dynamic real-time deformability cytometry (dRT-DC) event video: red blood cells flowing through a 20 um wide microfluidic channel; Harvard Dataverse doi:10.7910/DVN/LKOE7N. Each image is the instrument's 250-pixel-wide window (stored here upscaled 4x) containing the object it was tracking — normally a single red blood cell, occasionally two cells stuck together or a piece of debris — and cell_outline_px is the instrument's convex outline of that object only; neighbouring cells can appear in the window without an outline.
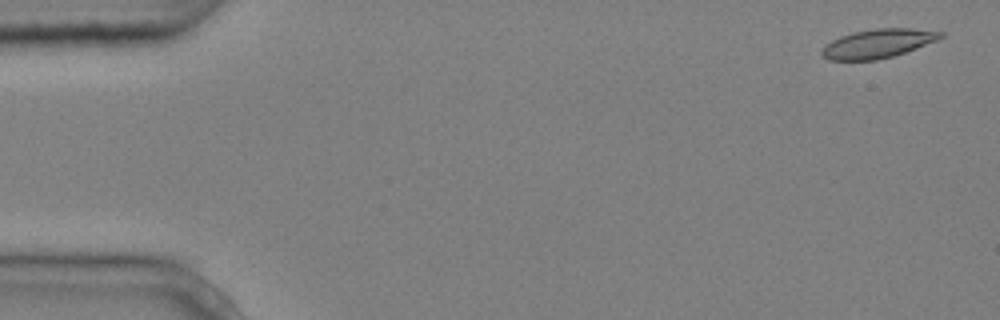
{"species": "common noctule bat (a hibernating species)", "species_latin": "Nyctalus noctula", "temperature_condition": "cold", "stored_images_in_passage": 7, "camera_frame_rate_fps": 3000, "um_per_image_px": 0.085, "animal": {"sex": "male", "body_mass_g": 20.4}, "frame": {"image": 1, "passage_image": 1, "time_ms": 0.0, "image_size_px": [1000, 320], "cell_outline_px": [[944, 36], [936, 40], [916, 48], [892, 56], [876, 60], [828, 60], [820, 52], [824, 44], [840, 36], [852, 32], [876, 28], [912, 28], [944, 32]], "centroid_in_image_um": [74.59, 3.69], "position_along_channel_um": 10.4, "area_um2": 19.94}}
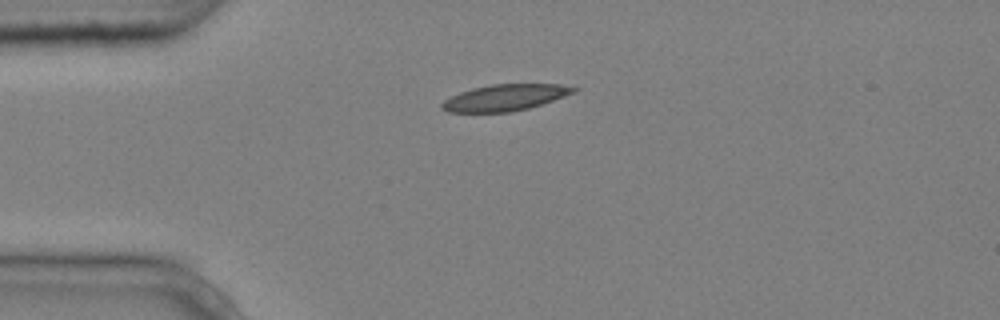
{"frame": {"image": 2, "passage_image": 4, "time_ms": 1.0, "image_size_px": [1000, 320], "cell_outline_px": [[580, 88], [576, 92], [528, 108], [512, 112], [448, 112], [440, 108], [440, 104], [444, 100], [460, 92], [472, 88], [492, 84], [560, 84]], "centroid_in_image_um": [42.91, 8.29], "position_along_channel_um": 42.1, "area_um2": 20.17}}
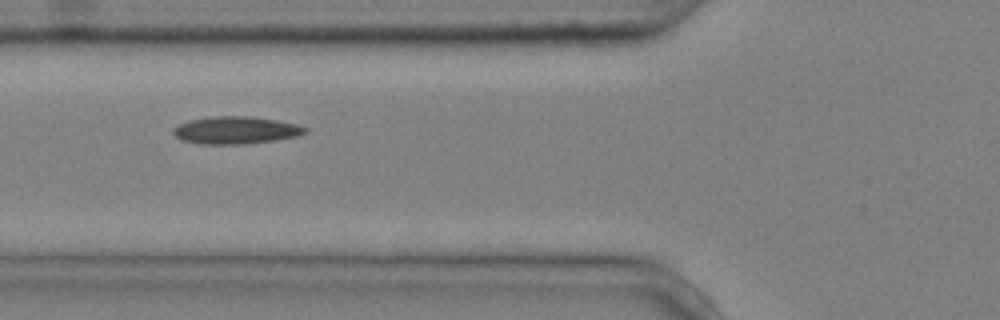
{"frame": {"image": 3, "passage_image": 6, "time_ms": 1.667, "image_size_px": [1000, 320], "cell_outline_px": [[308, 132], [300, 136], [276, 140], [244, 144], [200, 144], [184, 140], [176, 136], [172, 132], [172, 128], [176, 124], [188, 120], [212, 116], [248, 116], [276, 120], [296, 124], [308, 128]], "centroid_in_image_um": [20.04, 11.06], "position_along_channel_um": 105.8, "area_um2": 21.27}}